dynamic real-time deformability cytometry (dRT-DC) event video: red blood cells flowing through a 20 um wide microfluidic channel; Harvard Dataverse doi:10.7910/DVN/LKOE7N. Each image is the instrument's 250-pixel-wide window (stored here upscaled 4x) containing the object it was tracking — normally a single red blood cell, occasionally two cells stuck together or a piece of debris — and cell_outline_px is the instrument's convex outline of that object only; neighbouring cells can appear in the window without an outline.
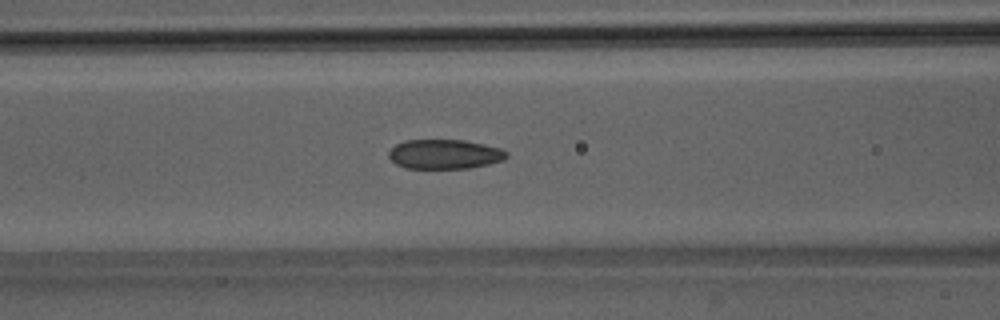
{"species": "Egyptian fruit bat (a non-hibernating species)", "species_latin": "Rousettus aegyptiacus", "temperature_condition": "room temperature", "stored_images_in_passage": 50, "camera_frame_rate_fps": 3000, "um_per_image_px": 0.085, "animal": {"sex": "male"}, "frame": {"image": 1, "passage_image": 21, "time_ms": 6.667, "image_size_px": [1000, 320], "cell_outline_px": [[508, 156], [504, 160], [488, 164], [468, 168], [404, 168], [396, 164], [388, 156], [388, 152], [396, 144], [404, 140], [464, 140], [484, 144], [500, 148], [508, 152]], "centroid_in_image_um": [37.79, 13.1], "position_along_channel_um": 128.8, "area_um2": 20.29}}
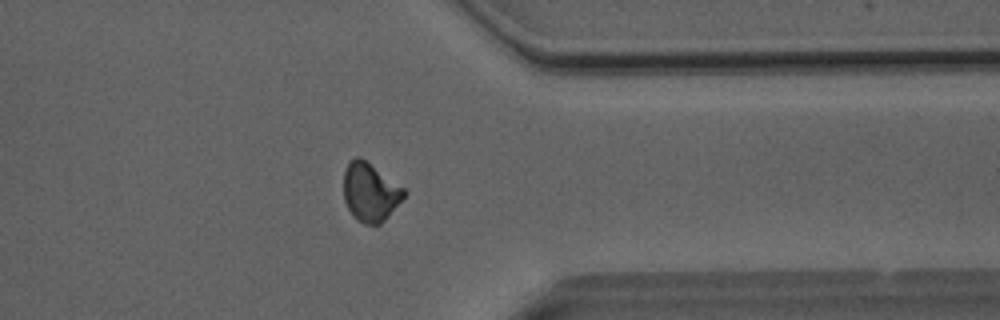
{"frame": {"image": 2, "passage_image": 40, "time_ms": 13.0, "image_size_px": [1000, 320], "cell_outline_px": [[408, 192], [388, 216], [380, 224], [364, 224], [356, 220], [352, 216], [344, 200], [344, 168], [356, 156], [360, 156], [404, 188]], "centroid_in_image_um": [31.45, 16.34], "position_along_channel_um": 379.9, "area_um2": 20.52}}
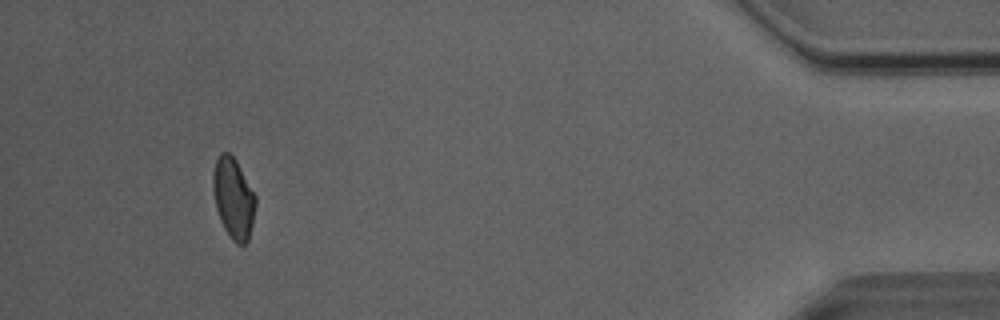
{"frame": {"image": 3, "passage_image": 47, "time_ms": 15.333, "image_size_px": [1000, 320], "cell_outline_px": [[256, 204], [252, 224], [248, 240], [244, 244], [236, 244], [228, 236], [220, 220], [216, 208], [212, 188], [212, 176], [216, 160], [220, 152], [228, 152], [236, 160], [256, 196]], "centroid_in_image_um": [19.83, 16.85], "position_along_channel_um": 415.4, "area_um2": 20.06}, "authors_computed_cell_mechanics": {"area_um2": 20.8369, "velocity_mm_per_s": 4.0778, "shape_relaxation_time_tau1_ms": 9.3808, "shape_relaxation_time_tau2_ms": 1.5981, "deformation_change_tau1": 0.1711, "deformation_change_tau2": 0.0776}}